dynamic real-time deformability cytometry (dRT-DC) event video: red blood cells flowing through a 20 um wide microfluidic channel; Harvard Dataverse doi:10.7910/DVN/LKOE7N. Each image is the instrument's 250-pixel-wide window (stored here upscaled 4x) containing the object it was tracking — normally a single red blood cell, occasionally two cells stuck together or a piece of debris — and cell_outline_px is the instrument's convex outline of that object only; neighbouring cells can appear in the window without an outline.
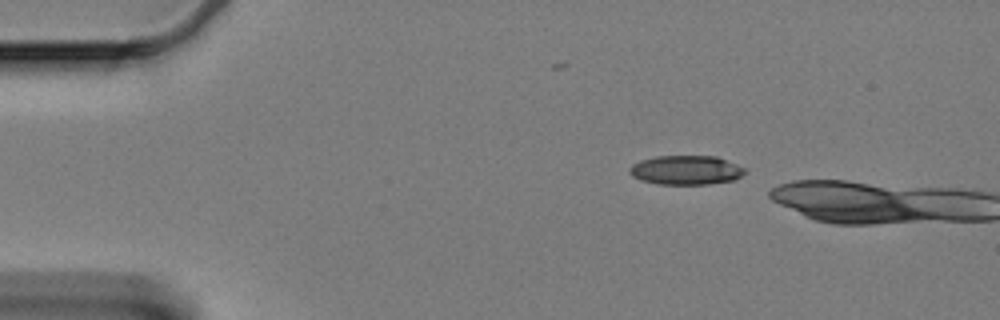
{"species": "Egyptian fruit bat (a non-hibernating species)", "species_latin": "Rousettus aegyptiacus", "temperature_condition": "cold", "stored_images_in_passage": 4, "camera_frame_rate_fps": 3000, "um_per_image_px": 0.085, "animal": {"sex": "female"}, "frame": {"image": 1, "passage_image": 1, "time_ms": 0.0, "image_size_px": [1000, 320], "cell_outline_px": [[748, 172], [736, 180], [708, 184], [660, 184], [640, 180], [632, 176], [628, 172], [628, 168], [632, 164], [640, 160], [656, 156], [716, 156], [748, 168]], "centroid_in_image_um": [58.35, 14.46], "position_along_channel_um": 26.6, "area_um2": 20.0}}